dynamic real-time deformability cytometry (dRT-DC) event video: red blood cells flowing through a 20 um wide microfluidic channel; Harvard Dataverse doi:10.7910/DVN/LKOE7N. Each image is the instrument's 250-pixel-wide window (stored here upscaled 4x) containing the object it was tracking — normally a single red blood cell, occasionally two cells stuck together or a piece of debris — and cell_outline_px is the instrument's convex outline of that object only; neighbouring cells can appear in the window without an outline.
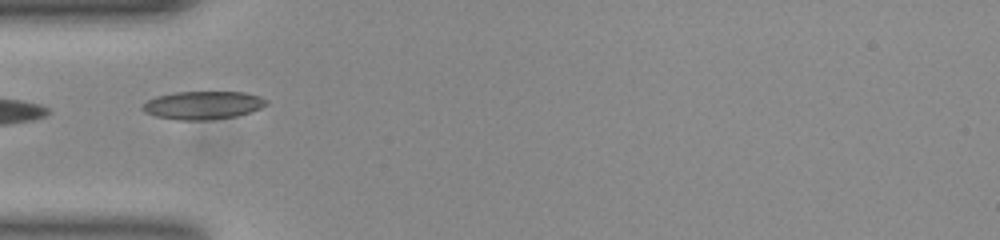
{"species": "common noctule bat (a hibernating species)", "species_latin": "Nyctalus noctula", "temperature_condition": "room temperature", "stored_images_in_passage": 3, "camera_frame_rate_fps": 3000, "um_per_image_px": 0.085, "animal": {"sex": "female", "body_mass_g": 23.0, "forearm_length_mm": 53.4}, "frame": {"image": 1, "passage_image": 1, "time_ms": 0.0, "image_size_px": [1000, 240], "cell_outline_px": [[268, 104], [260, 108], [236, 116], [204, 120], [180, 120], [156, 116], [144, 112], [140, 108], [148, 100], [156, 96], [176, 92], [244, 92], [260, 96]], "centroid_in_image_um": [17.21, 8.94], "position_along_channel_um": 67.8, "area_um2": 20.06}}